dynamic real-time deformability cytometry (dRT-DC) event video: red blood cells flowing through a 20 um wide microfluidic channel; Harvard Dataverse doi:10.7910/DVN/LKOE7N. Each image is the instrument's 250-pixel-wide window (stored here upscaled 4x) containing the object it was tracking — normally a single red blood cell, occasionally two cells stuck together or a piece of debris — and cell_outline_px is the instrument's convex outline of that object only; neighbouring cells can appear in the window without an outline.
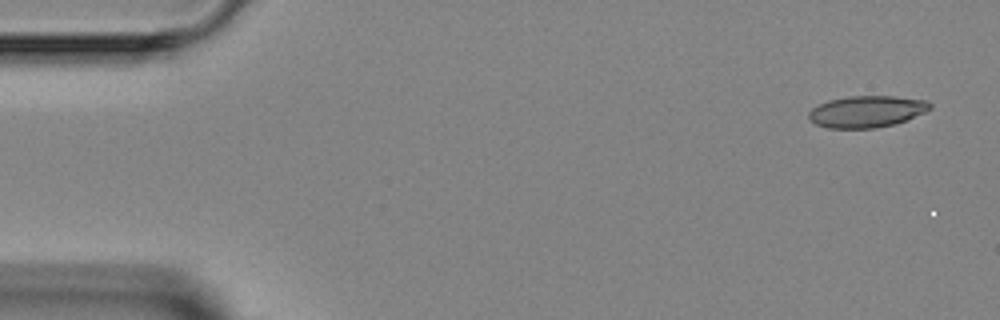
{"species": "Egyptian fruit bat (a non-hibernating species)", "species_latin": "Rousettus aegyptiacus", "temperature_condition": "room temperature", "stored_images_in_passage": 3, "camera_frame_rate_fps": 3000, "um_per_image_px": 0.085, "animal": {"sex": "female"}, "frame": {"image": 1, "passage_image": 1, "time_ms": 0.0, "image_size_px": [1000, 320], "cell_outline_px": [[932, 108], [924, 112], [904, 120], [892, 124], [876, 128], [828, 128], [816, 124], [808, 116], [808, 112], [812, 108], [828, 100], [848, 96], [892, 96], [928, 100], [932, 104]], "centroid_in_image_um": [73.67, 9.47], "position_along_channel_um": 11.3, "area_um2": 22.2}}
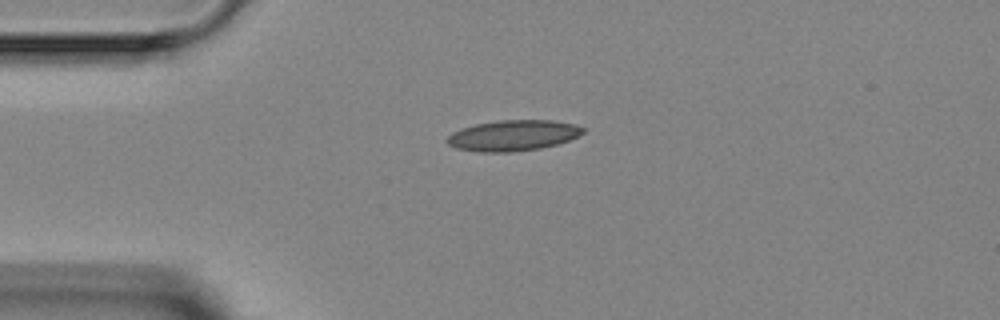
{"frame": {"image": 2, "passage_image": 3, "time_ms": 3.0, "image_size_px": [1000, 320], "cell_outline_px": [[584, 132], [568, 140], [556, 144], [540, 148], [512, 152], [480, 152], [456, 148], [448, 144], [444, 140], [452, 132], [476, 124], [500, 120], [552, 120], [572, 124], [584, 128]], "centroid_in_image_um": [43.57, 11.52], "position_along_channel_um": 41.4, "area_um2": 24.1}}